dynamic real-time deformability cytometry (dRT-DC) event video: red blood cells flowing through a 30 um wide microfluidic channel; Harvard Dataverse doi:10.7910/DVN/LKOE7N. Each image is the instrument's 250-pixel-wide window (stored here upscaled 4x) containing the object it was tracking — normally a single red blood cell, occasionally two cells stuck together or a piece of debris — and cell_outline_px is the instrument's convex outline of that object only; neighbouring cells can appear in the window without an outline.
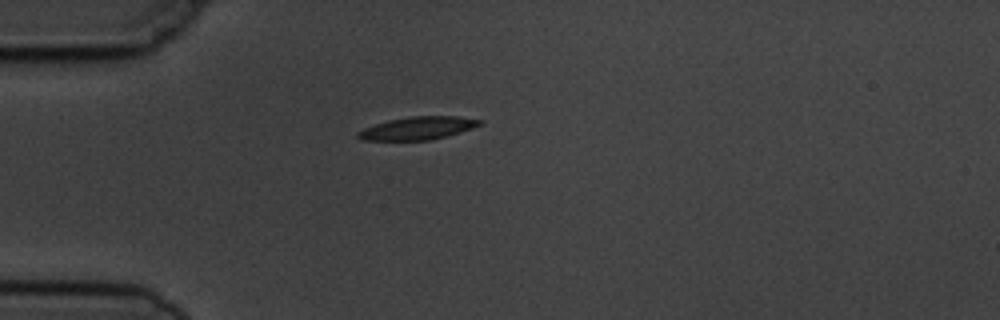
{"species": "common noctule bat (a hibernating species)", "species_latin": "Nyctalus noctula", "temperature_condition": "cold", "stored_images_in_passage": 2, "camera_frame_rate_fps": 3000, "um_per_image_px": 0.085, "animal": {"sex": "male", "body_mass_g": 19.5, "forearm_length_mm": 54.6}, "frame": {"image": 1, "passage_image": 1, "time_ms": 0.0, "image_size_px": [1000, 320], "cell_outline_px": [[484, 120], [480, 124], [460, 132], [448, 136], [428, 140], [360, 140], [356, 136], [356, 132], [364, 128], [388, 120], [412, 116], [460, 116]], "centroid_in_image_um": [35.49, 10.89], "position_along_channel_um": 49.5, "area_um2": 16.18}}